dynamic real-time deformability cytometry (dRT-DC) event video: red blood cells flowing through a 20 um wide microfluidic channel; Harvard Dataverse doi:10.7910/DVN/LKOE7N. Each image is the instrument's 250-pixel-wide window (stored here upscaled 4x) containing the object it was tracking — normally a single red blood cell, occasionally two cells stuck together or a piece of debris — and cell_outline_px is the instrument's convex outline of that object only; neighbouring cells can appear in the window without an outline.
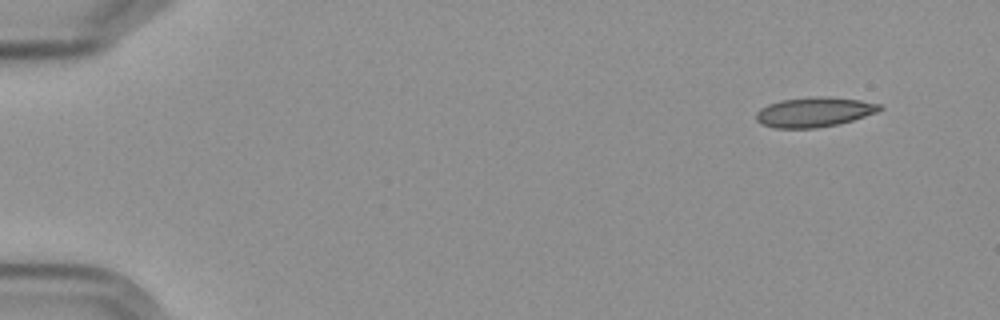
{"species": "Egyptian fruit bat (a non-hibernating species)", "species_latin": "Rousettus aegyptiacus", "temperature_condition": "cold", "stored_images_in_passage": 4, "camera_frame_rate_fps": 3000, "um_per_image_px": 0.085, "frame": {"image": 1, "passage_image": 1, "time_ms": 0.0, "image_size_px": [1000, 320], "cell_outline_px": [[884, 108], [876, 112], [840, 124], [816, 128], [776, 128], [760, 124], [756, 120], [756, 112], [760, 108], [768, 104], [780, 100], [820, 96], [860, 100], [880, 104]], "centroid_in_image_um": [69.18, 9.53], "position_along_channel_um": 15.8, "area_um2": 21.39}}
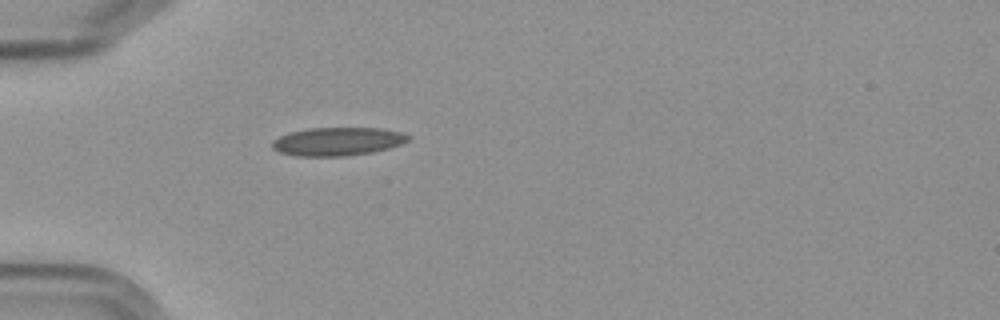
{"frame": {"image": 2, "passage_image": 4, "time_ms": 4.333, "image_size_px": [1000, 320], "cell_outline_px": [[412, 136], [408, 140], [400, 144], [388, 148], [372, 152], [344, 156], [296, 156], [280, 152], [272, 148], [272, 140], [288, 132], [308, 128], [384, 128], [400, 132]], "centroid_in_image_um": [28.68, 12.02], "position_along_channel_um": 56.3, "area_um2": 22.48}}